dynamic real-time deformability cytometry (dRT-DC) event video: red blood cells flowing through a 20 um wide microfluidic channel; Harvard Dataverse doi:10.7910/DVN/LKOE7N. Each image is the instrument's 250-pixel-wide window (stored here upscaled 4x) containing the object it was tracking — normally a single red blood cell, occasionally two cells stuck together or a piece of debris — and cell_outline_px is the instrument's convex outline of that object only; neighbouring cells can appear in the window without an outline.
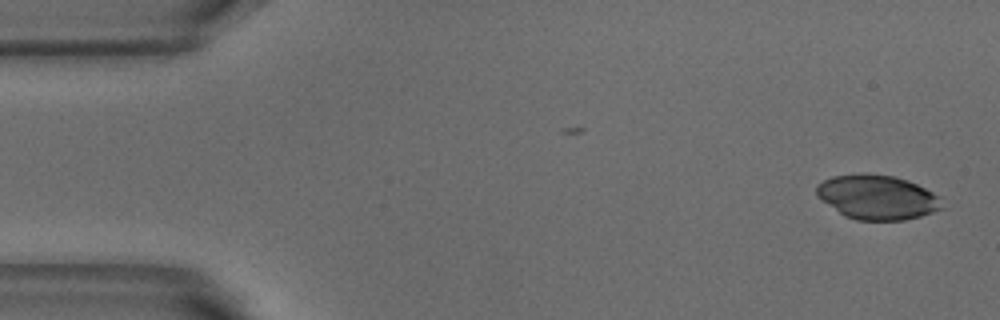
{"species": "common noctule bat (a hibernating species)", "species_latin": "Nyctalus noctula", "temperature_condition": "warm", "stored_images_in_passage": 48, "camera_frame_rate_fps": 3000, "um_per_image_px": 0.085, "animal": {"sex": "male", "body_mass_g": 18.8}, "frame": {"image": 1, "passage_image": 1, "time_ms": 0.0, "image_size_px": [1000, 320], "cell_outline_px": [[944, 208], [920, 216], [904, 220], [856, 220], [844, 216], [816, 196], [816, 184], [832, 176], [892, 176], [908, 180], [940, 196]], "centroid_in_image_um": [74.58, 16.8], "position_along_channel_um": 10.4, "area_um2": 31.85}}